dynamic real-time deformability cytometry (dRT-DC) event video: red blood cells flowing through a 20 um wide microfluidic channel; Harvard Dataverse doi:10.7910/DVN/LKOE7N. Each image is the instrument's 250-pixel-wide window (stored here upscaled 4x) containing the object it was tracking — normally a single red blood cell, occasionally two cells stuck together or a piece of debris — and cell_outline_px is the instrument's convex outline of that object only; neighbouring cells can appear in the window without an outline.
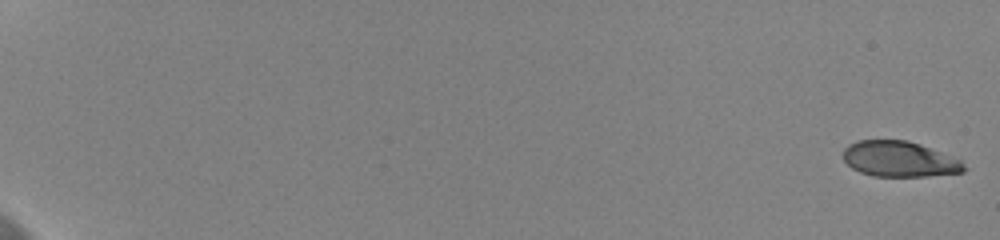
{"species": "human", "species_latin": "Homo sapiens", "temperature_condition": "cold", "stored_images_in_passage": 9, "camera_frame_rate_fps": 3000, "um_per_image_px": 0.085, "donor": {"sex": "female"}, "frame": {"image": 1, "passage_image": 1, "time_ms": 0.0, "image_size_px": [1000, 240], "cell_outline_px": [[968, 168], [964, 172], [924, 176], [872, 176], [860, 172], [852, 168], [844, 160], [844, 148], [848, 144], [856, 140], [908, 140], [920, 144], [960, 160]], "centroid_in_image_um": [76.43, 13.52], "position_along_channel_um": 8.6, "area_um2": 24.97}}
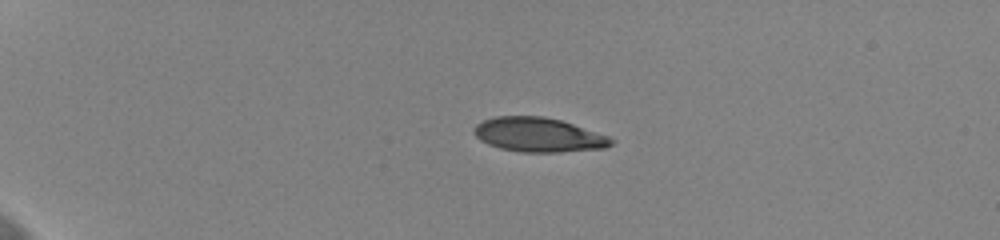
{"frame": {"image": 2, "passage_image": 6, "time_ms": 1.667, "image_size_px": [1000, 240], "cell_outline_px": [[616, 140], [608, 148], [560, 152], [520, 152], [500, 148], [488, 144], [480, 140], [472, 132], [472, 128], [476, 124], [484, 120], [496, 116], [544, 116], [560, 120], [608, 136]], "centroid_in_image_um": [45.76, 11.46], "position_along_channel_um": 39.2, "area_um2": 27.51}}